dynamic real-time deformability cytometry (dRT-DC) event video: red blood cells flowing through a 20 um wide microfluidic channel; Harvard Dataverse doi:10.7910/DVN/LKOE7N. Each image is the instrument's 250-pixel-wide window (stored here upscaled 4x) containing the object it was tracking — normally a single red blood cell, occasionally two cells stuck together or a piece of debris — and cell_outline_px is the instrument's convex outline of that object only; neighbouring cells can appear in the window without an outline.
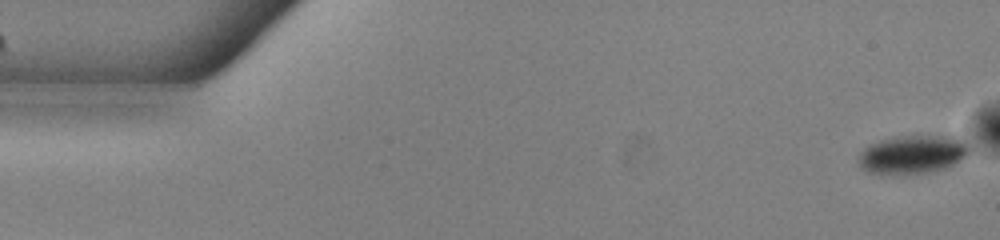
{"species": "common noctule bat (a hibernating species)", "species_latin": "Nyctalus noctula", "temperature_condition": "warm", "stored_images_in_passage": 47, "camera_frame_rate_fps": 3000, "um_per_image_px": 0.085, "animal": {"sex": "male", "body_mass_g": 13.0, "forearm_length_mm": 53.1}, "frame": {"image": 1, "passage_image": 1, "time_ms": 0.0, "image_size_px": [1000, 240], "cell_outline_px": [[968, 152], [960, 160], [944, 168], [928, 172], [868, 172], [860, 164], [860, 152], [864, 148], [880, 140], [904, 136], [960, 136], [968, 144]], "centroid_in_image_um": [77.62, 13.08], "position_along_channel_um": 7.4, "area_um2": 23.87}}
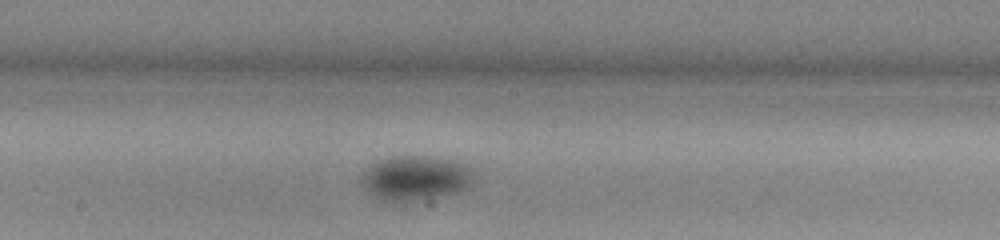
{"frame": {"image": 2, "passage_image": 28, "time_ms": 9.0, "image_size_px": [1000, 240], "cell_outline_px": [[476, 168], [472, 180], [464, 188], [456, 192], [420, 200], [380, 200], [360, 180], [364, 172], [372, 164], [388, 156], [432, 156], [452, 160]], "centroid_in_image_um": [35.37, 15.09], "position_along_channel_um": 212.8, "area_um2": 28.73}}
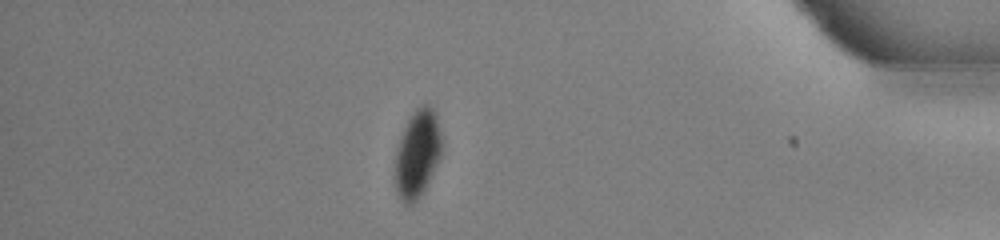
{"frame": {"image": 3, "passage_image": 46, "time_ms": 15.0, "image_size_px": [1000, 240], "cell_outline_px": [[440, 156], [424, 188], [416, 200], [412, 204], [404, 204], [400, 200], [396, 192], [396, 148], [400, 136], [412, 112], [416, 108], [424, 104], [428, 104], [436, 112], [440, 136]], "centroid_in_image_um": [35.45, 13.04], "position_along_channel_um": 399.8, "area_um2": 23.24}}